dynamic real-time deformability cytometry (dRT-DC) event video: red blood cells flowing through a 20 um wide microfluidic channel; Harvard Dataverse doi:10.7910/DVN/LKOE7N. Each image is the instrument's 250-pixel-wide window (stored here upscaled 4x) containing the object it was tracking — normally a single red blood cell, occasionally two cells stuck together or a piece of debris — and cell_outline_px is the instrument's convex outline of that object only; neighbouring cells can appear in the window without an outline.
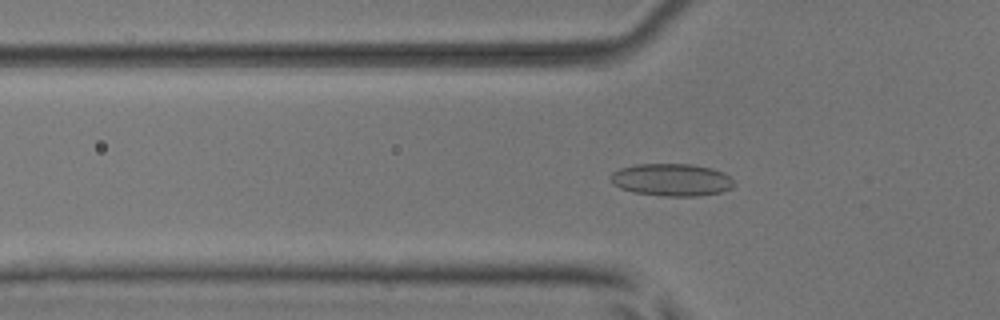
{"species": "common noctule bat (a hibernating species)", "species_latin": "Nyctalus noctula", "temperature_condition": "room temperature", "stored_images_in_passage": 53, "camera_frame_rate_fps": 3000, "um_per_image_px": 0.085, "animal": {"sex": "male", "body_mass_g": 17.9, "forearm_length_mm": 54.2}, "frame": {"image": 1, "passage_image": 18, "time_ms": 5.667, "image_size_px": [1000, 320], "cell_outline_px": [[732, 188], [720, 192], [696, 196], [660, 196], [632, 192], [620, 188], [612, 184], [612, 172], [620, 168], [636, 164], [692, 164], [712, 168], [724, 172], [732, 180]], "centroid_in_image_um": [57.06, 15.28], "position_along_channel_um": 68.7, "area_um2": 23.29}}
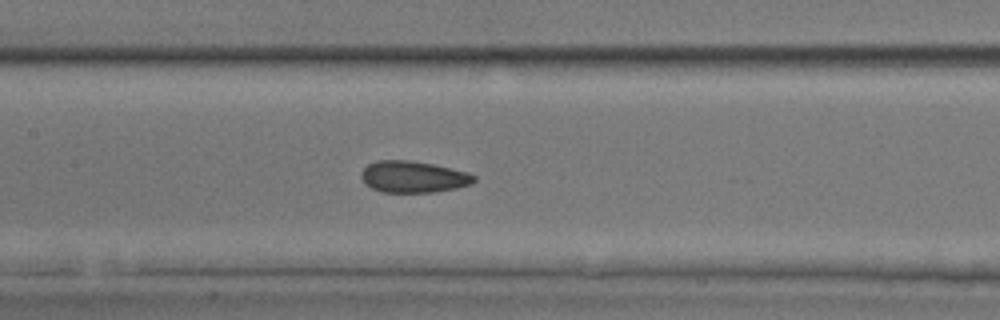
{"frame": {"image": 2, "passage_image": 26, "time_ms": 8.333, "image_size_px": [1000, 320], "cell_outline_px": [[476, 180], [472, 184], [456, 188], [432, 192], [380, 192], [364, 184], [360, 176], [364, 168], [368, 164], [376, 160], [408, 160], [432, 164], [468, 172], [476, 176]], "centroid_in_image_um": [35.11, 15.03], "position_along_channel_um": 172.3, "area_um2": 20.81}}
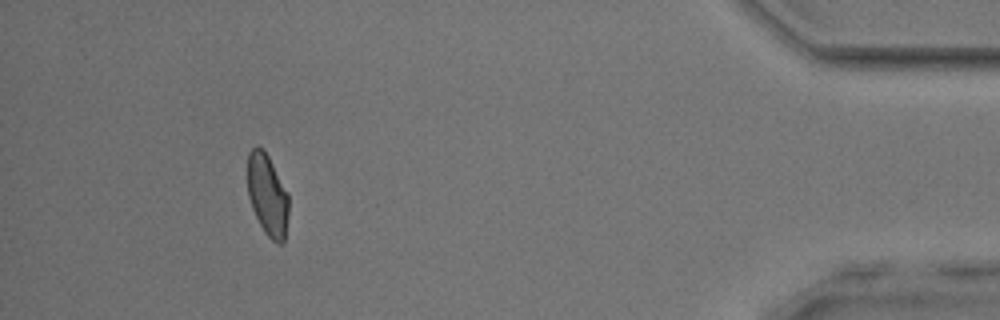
{"frame": {"image": 3, "passage_image": 49, "time_ms": 16.0, "image_size_px": [1000, 320], "cell_outline_px": [[288, 216], [284, 244], [276, 244], [264, 232], [252, 208], [248, 196], [248, 152], [256, 144], [264, 148], [288, 192]], "centroid_in_image_um": [22.74, 16.56], "position_along_channel_um": 412.5, "area_um2": 19.83}, "authors_computed_cell_mechanics": {"area_um2": 20.808, "velocity_mm_per_s": 3.9106, "shape_relaxation_time_tau1_ms": 7.9927, "shape_relaxation_time_tau2_ms": 1.7, "deformation_change_tau1": 0.1587, "deformation_change_tau2": 0.0743}}